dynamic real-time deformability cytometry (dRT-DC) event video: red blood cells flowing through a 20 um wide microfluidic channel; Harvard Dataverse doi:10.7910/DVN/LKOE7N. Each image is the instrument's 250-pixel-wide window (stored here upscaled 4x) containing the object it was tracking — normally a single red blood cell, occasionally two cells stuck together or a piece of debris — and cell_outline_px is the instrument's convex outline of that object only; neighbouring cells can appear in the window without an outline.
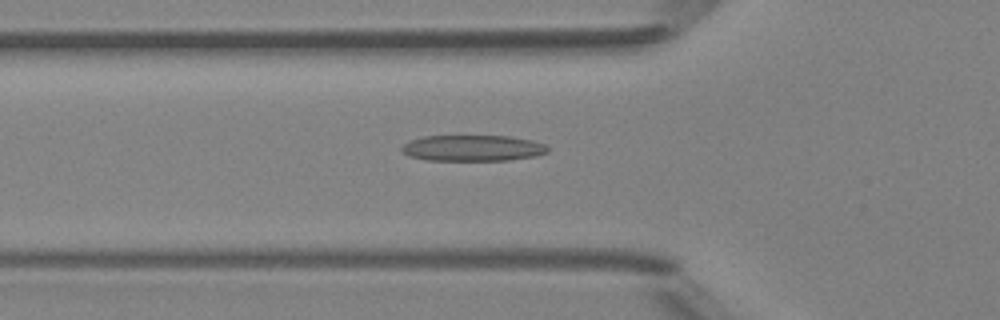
{"species": "Egyptian fruit bat (a non-hibernating species)", "species_latin": "Rousettus aegyptiacus", "temperature_condition": "room temperature", "stored_images_in_passage": 35, "camera_frame_rate_fps": 3000, "um_per_image_px": 0.085, "animal": {"sex": "female"}, "frame": {"image": 1, "passage_image": 3, "time_ms": 0.667, "image_size_px": [1000, 320], "cell_outline_px": [[548, 152], [536, 156], [508, 160], [428, 160], [408, 156], [400, 152], [400, 148], [404, 144], [412, 140], [424, 136], [508, 136], [532, 140], [544, 144], [548, 148]], "centroid_in_image_um": [40.16, 12.59], "position_along_channel_um": 85.6, "area_um2": 22.14}}
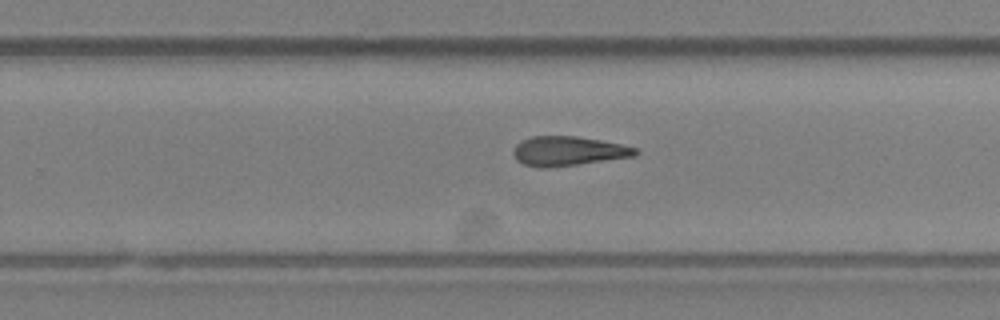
{"frame": {"image": 2, "passage_image": 17, "time_ms": 5.333, "image_size_px": [1000, 320], "cell_outline_px": [[640, 152], [636, 156], [548, 168], [536, 168], [524, 164], [516, 160], [512, 152], [516, 144], [520, 140], [532, 136], [576, 136], [600, 140], [620, 144], [636, 148]], "centroid_in_image_um": [48.26, 12.84], "position_along_channel_um": 281.5, "area_um2": 21.04}}
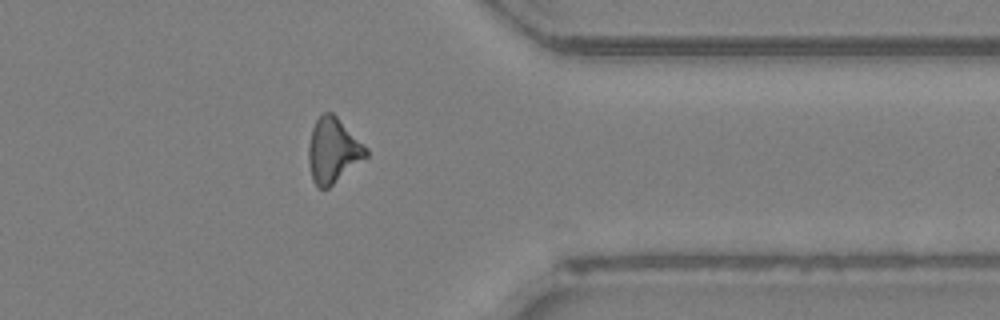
{"frame": {"image": 3, "passage_image": 25, "time_ms": 8.0, "image_size_px": [1000, 320], "cell_outline_px": [[368, 156], [328, 188], [316, 188], [312, 180], [308, 164], [308, 144], [312, 128], [316, 120], [324, 112], [332, 112], [368, 148]], "centroid_in_image_um": [28.29, 12.81], "position_along_channel_um": 383.1, "area_um2": 21.79}, "authors_computed_cell_mechanics": {"area_um2": 20.8658, "velocity_mm_per_s": 4.2149, "shape_relaxation_time_tau1_ms": null, "shape_relaxation_time_tau2_ms": 5.224, "deformation_change_tau1": null, "deformation_change_tau2": 0.2006}}